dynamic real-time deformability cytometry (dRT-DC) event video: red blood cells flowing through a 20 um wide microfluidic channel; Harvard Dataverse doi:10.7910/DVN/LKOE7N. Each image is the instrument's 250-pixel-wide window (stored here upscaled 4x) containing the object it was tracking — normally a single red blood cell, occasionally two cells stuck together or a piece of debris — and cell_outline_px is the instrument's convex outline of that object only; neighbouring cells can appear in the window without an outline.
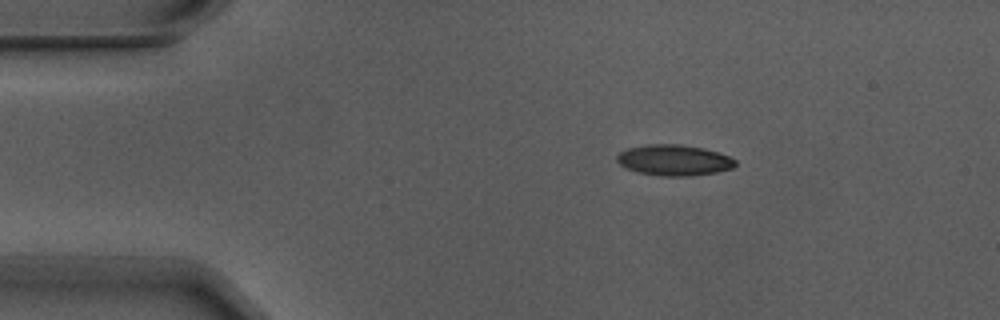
{"species": "Egyptian fruit bat (a non-hibernating species)", "species_latin": "Rousettus aegyptiacus", "temperature_condition": "warm", "stored_images_in_passage": 6, "camera_frame_rate_fps": 3000, "um_per_image_px": 0.085, "animal": {"sex": "male"}, "frame": {"image": 1, "passage_image": 3, "time_ms": 0.667, "image_size_px": [1000, 320], "cell_outline_px": [[736, 164], [732, 168], [716, 172], [688, 176], [664, 176], [636, 172], [624, 168], [616, 160], [616, 156], [620, 152], [628, 148], [648, 144], [680, 144], [704, 148], [728, 156], [736, 160]], "centroid_in_image_um": [57.26, 13.61], "position_along_channel_um": 27.7, "area_um2": 21.27}}
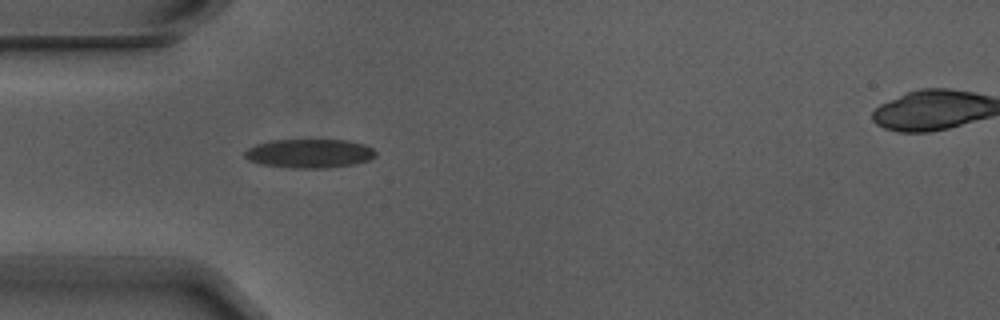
{"frame": {"image": 2, "passage_image": 5, "time_ms": 1.333, "image_size_px": [1000, 320], "cell_outline_px": [[376, 156], [368, 160], [352, 164], [328, 168], [292, 168], [260, 164], [248, 160], [244, 156], [244, 152], [248, 148], [256, 144], [272, 140], [348, 140], [364, 144], [372, 148], [376, 152]], "centroid_in_image_um": [26.29, 13.04], "position_along_channel_um": 58.7, "area_um2": 22.08}}